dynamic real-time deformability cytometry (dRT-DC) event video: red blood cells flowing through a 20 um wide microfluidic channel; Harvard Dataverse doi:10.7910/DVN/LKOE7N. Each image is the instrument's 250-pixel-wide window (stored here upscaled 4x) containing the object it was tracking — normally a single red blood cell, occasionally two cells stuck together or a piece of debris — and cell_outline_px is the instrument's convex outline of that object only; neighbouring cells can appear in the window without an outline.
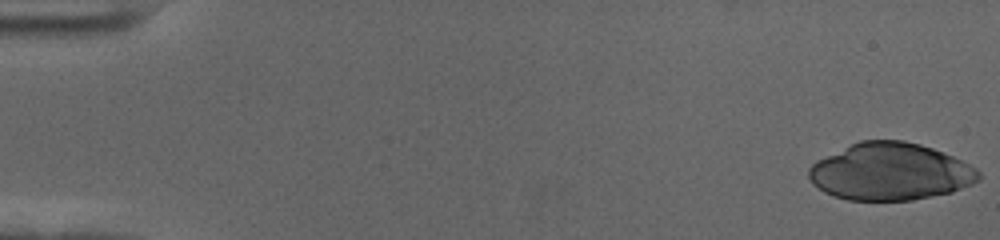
{"species": "human", "species_latin": "Homo sapiens", "temperature_condition": "cold", "stored_images_in_passage": 57, "camera_frame_rate_fps": 3000, "um_per_image_px": 0.085, "donor": {"sex": "female"}, "frame": {"image": 1, "passage_image": 1, "time_ms": 0.0, "image_size_px": [1000, 240], "cell_outline_px": [[980, 180], [972, 184], [952, 192], [912, 200], [848, 200], [824, 192], [812, 184], [808, 176], [808, 168], [816, 160], [860, 140], [904, 140], [920, 144], [932, 148], [952, 156], [976, 168], [980, 172]], "centroid_in_image_um": [75.66, 14.59], "position_along_channel_um": 9.3, "area_um2": 56.59}}